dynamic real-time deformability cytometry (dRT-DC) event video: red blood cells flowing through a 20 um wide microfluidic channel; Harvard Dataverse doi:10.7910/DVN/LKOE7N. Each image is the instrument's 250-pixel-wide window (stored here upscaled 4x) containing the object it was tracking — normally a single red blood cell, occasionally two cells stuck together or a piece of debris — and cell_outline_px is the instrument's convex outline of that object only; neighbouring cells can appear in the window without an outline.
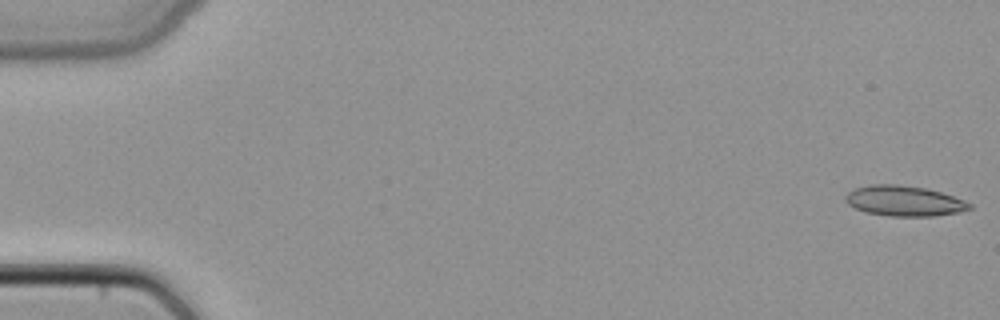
{"species": "common noctule bat (a hibernating species)", "species_latin": "Nyctalus noctula", "temperature_condition": "cold", "stored_images_in_passage": 49, "camera_frame_rate_fps": 3000, "um_per_image_px": 0.085, "animal": {"sex": "female", "body_mass_g": 22.7, "forearm_length_mm": 54.2}, "frame": {"image": 1, "passage_image": 1, "time_ms": 0.0, "image_size_px": [1000, 320], "cell_outline_px": [[972, 208], [960, 212], [936, 216], [888, 216], [864, 212], [848, 204], [844, 200], [844, 196], [848, 192], [856, 188], [872, 184], [896, 184], [924, 188], [940, 192], [964, 200], [972, 204]], "centroid_in_image_um": [76.84, 17.09], "position_along_channel_um": 8.2, "area_um2": 21.96}}
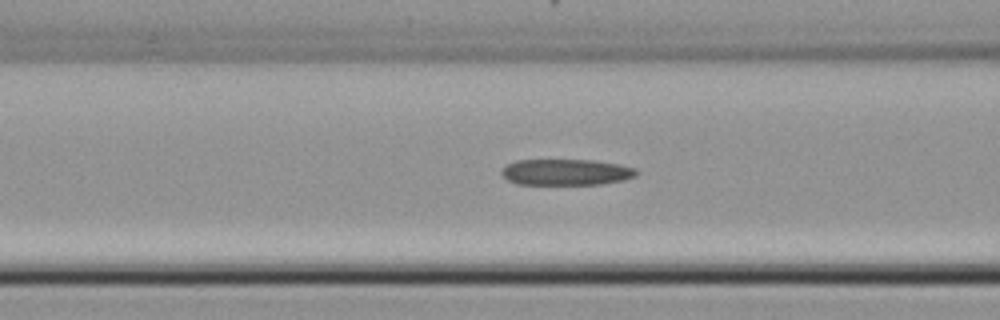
{"frame": {"image": 2, "passage_image": 20, "time_ms": 6.333, "image_size_px": [1000, 320], "cell_outline_px": [[640, 172], [636, 176], [624, 180], [600, 184], [516, 184], [508, 180], [500, 172], [508, 164], [516, 160], [596, 160], [620, 164], [636, 168]], "centroid_in_image_um": [48.17, 14.63], "position_along_channel_um": 118.4, "area_um2": 20.63}}
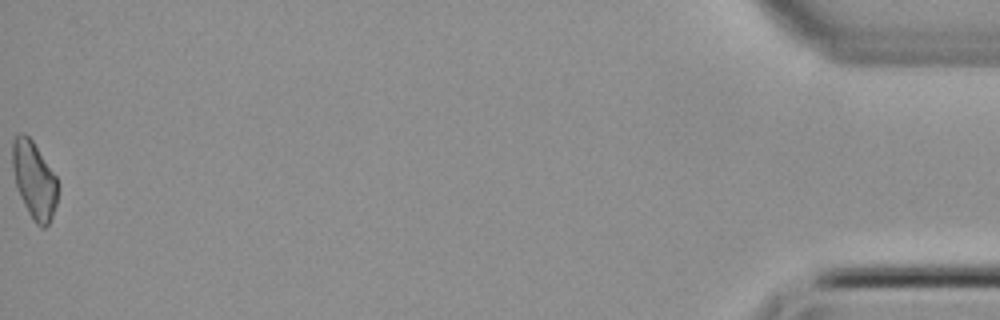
{"frame": {"image": 3, "passage_image": 49, "time_ms": 16.0, "image_size_px": [1000, 320], "cell_outline_px": [[56, 204], [52, 216], [48, 224], [44, 228], [40, 228], [32, 220], [16, 188], [12, 168], [12, 140], [20, 132], [24, 132], [32, 140], [56, 176]], "centroid_in_image_um": [2.87, 15.29], "position_along_channel_um": 432.3, "area_um2": 20.29}}